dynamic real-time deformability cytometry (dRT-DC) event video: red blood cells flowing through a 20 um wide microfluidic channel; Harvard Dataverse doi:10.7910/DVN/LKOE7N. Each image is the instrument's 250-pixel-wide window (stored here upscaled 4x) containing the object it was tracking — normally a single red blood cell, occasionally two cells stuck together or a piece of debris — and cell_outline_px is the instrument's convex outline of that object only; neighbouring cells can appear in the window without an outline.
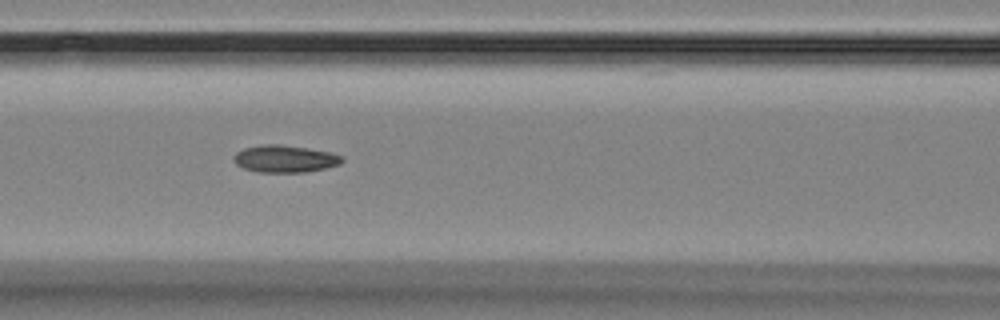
{"species": "Egyptian fruit bat (a non-hibernating species)", "species_latin": "Rousettus aegyptiacus", "temperature_condition": "room temperature", "stored_images_in_passage": 8, "camera_frame_rate_fps": 3000, "um_per_image_px": 0.085, "animal": {"sex": "female"}, "frame": {"image": 1, "passage_image": 6, "time_ms": 5.333, "image_size_px": [1000, 320], "cell_outline_px": [[344, 160], [340, 164], [324, 168], [304, 172], [256, 172], [244, 168], [236, 164], [232, 156], [236, 152], [244, 148], [264, 144], [280, 144], [308, 148], [332, 152], [340, 156]], "centroid_in_image_um": [24.19, 13.49], "position_along_channel_um": 142.4, "area_um2": 17.17}}
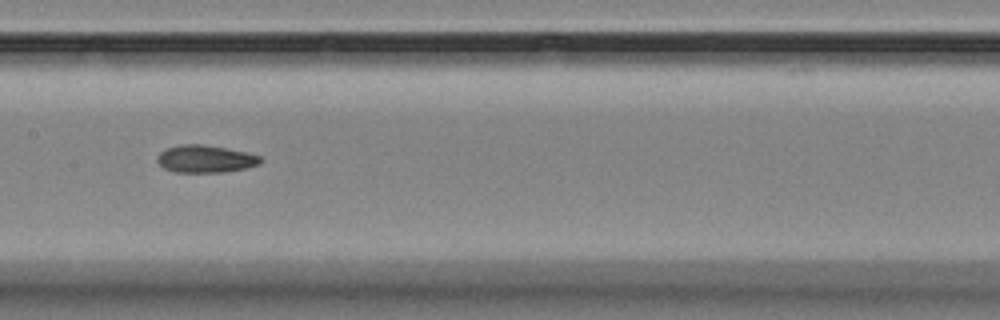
{"frame": {"image": 2, "passage_image": 7, "time_ms": 6.667, "image_size_px": [1000, 320], "cell_outline_px": [[264, 160], [260, 164], [244, 168], [224, 172], [176, 172], [164, 168], [156, 160], [156, 156], [160, 152], [168, 148], [180, 144], [204, 144], [244, 152], [260, 156]], "centroid_in_image_um": [17.44, 13.5], "position_along_channel_um": 190.0, "area_um2": 16.42}}